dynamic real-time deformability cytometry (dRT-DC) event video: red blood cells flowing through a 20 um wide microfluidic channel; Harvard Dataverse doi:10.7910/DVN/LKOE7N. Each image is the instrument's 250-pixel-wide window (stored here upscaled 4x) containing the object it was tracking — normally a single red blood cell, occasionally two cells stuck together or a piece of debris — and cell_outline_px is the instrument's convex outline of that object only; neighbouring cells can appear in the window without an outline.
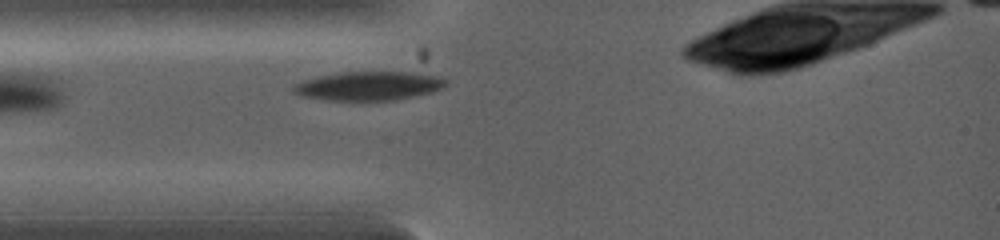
{"species": "common noctule bat (a hibernating species)", "species_latin": "Nyctalus noctula", "temperature_condition": "warm", "stored_images_in_passage": 4, "camera_frame_rate_fps": 5000, "um_per_image_px": 0.085, "animal": {"sex": "female", "body_mass_g": 19.0, "forearm_length_mm": 53.3}, "frame": {"image": 1, "passage_image": 3, "time_ms": 1.2, "image_size_px": [1000, 240], "cell_outline_px": [[448, 84], [444, 88], [432, 92], [396, 100], [328, 100], [300, 96], [292, 92], [292, 88], [296, 84], [304, 80], [320, 76], [340, 72], [408, 72], [432, 76], [444, 80]], "centroid_in_image_um": [31.3, 7.31], "position_along_channel_um": 53.7, "area_um2": 25.37}}